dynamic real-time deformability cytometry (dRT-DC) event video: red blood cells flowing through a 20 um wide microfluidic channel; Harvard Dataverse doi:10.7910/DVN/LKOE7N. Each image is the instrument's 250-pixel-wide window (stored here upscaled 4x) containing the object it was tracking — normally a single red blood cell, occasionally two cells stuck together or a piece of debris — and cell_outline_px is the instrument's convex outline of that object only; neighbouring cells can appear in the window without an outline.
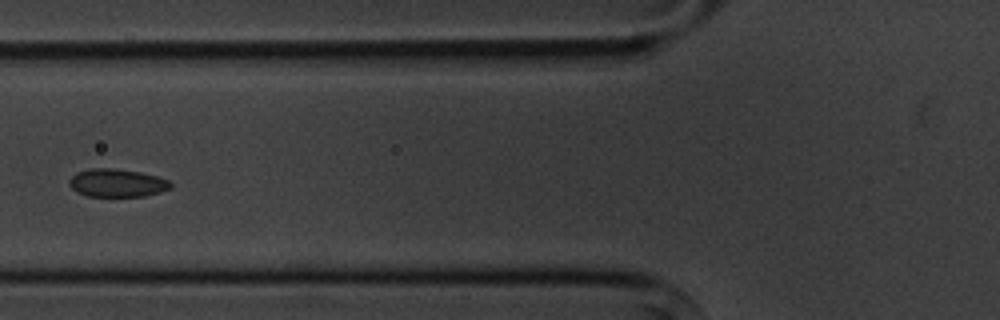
{"species": "common noctule bat (a hibernating species)", "species_latin": "Nyctalus noctula", "temperature_condition": "cold", "stored_images_in_passage": 10, "camera_frame_rate_fps": 3000, "um_per_image_px": 0.085, "animal": {"sex": "male", "body_mass_g": 20.1, "forearm_length_mm": 53.5}, "frame": {"image": 1, "passage_image": 5, "time_ms": 4.667, "image_size_px": [1000, 320], "cell_outline_px": [[172, 188], [160, 192], [144, 196], [88, 196], [76, 192], [68, 184], [68, 180], [76, 172], [92, 168], [112, 168], [140, 172], [156, 176], [168, 180], [172, 184]], "centroid_in_image_um": [9.93, 15.55], "position_along_channel_um": 115.9, "area_um2": 16.59}}
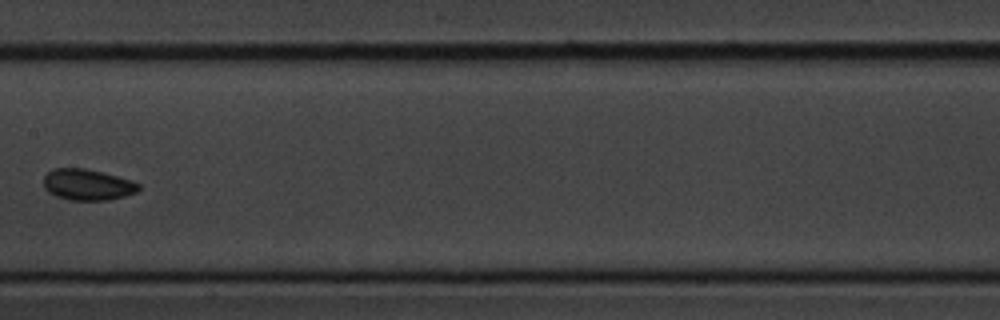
{"frame": {"image": 2, "passage_image": 7, "time_ms": 7.0, "image_size_px": [1000, 320], "cell_outline_px": [[140, 188], [136, 192], [124, 196], [108, 200], [72, 200], [56, 196], [48, 192], [44, 188], [44, 176], [52, 168], [84, 168], [132, 180], [140, 184]], "centroid_in_image_um": [7.42, 15.69], "position_along_channel_um": 200.0, "area_um2": 17.17}}
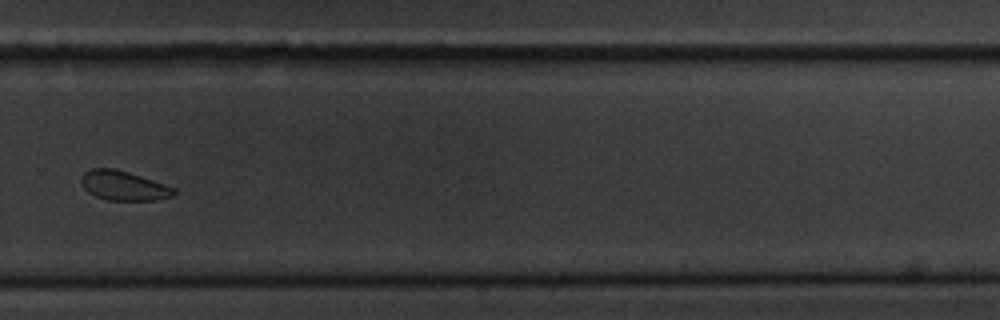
{"frame": {"image": 3, "passage_image": 10, "time_ms": 10.333, "image_size_px": [1000, 320], "cell_outline_px": [[176, 192], [172, 196], [156, 200], [108, 200], [96, 196], [88, 192], [84, 188], [80, 180], [80, 176], [84, 172], [92, 168], [112, 168], [128, 172], [176, 188]], "centroid_in_image_um": [10.48, 15.78], "position_along_channel_um": 319.3, "area_um2": 15.84}}